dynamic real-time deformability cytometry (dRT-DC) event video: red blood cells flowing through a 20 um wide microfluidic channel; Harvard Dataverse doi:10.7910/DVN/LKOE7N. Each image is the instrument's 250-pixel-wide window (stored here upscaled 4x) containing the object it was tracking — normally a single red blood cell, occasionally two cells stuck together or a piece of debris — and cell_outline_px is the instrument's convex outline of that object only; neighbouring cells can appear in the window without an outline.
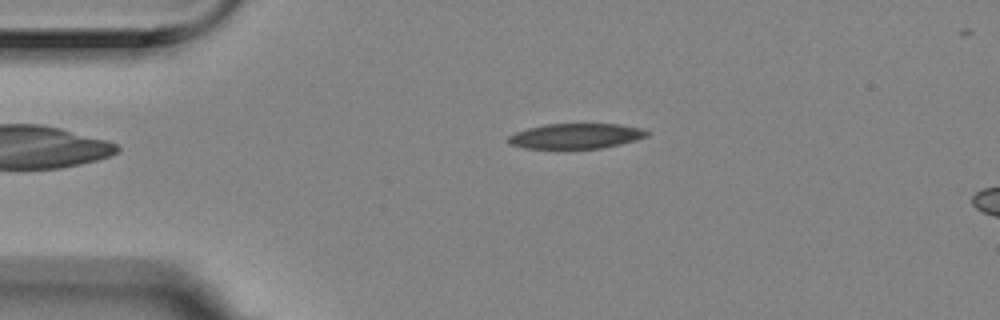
{"species": "Egyptian fruit bat (a non-hibernating species)", "species_latin": "Rousettus aegyptiacus", "temperature_condition": "room temperature", "stored_images_in_passage": 3, "segment_of_instrument_passage": [1, 2], "camera_frame_rate_fps": 3000, "um_per_image_px": 0.085, "animal": {"sex": "female"}, "frame": {"image": 1, "passage_image": 1, "time_ms": 0.0, "image_size_px": [1000, 320], "cell_outline_px": [[648, 136], [636, 140], [620, 144], [600, 148], [524, 148], [508, 144], [504, 140], [508, 136], [516, 132], [528, 128], [544, 124], [620, 124], [640, 128], [648, 132]], "centroid_in_image_um": [48.9, 11.56], "position_along_channel_um": 36.1, "area_um2": 20.35}}